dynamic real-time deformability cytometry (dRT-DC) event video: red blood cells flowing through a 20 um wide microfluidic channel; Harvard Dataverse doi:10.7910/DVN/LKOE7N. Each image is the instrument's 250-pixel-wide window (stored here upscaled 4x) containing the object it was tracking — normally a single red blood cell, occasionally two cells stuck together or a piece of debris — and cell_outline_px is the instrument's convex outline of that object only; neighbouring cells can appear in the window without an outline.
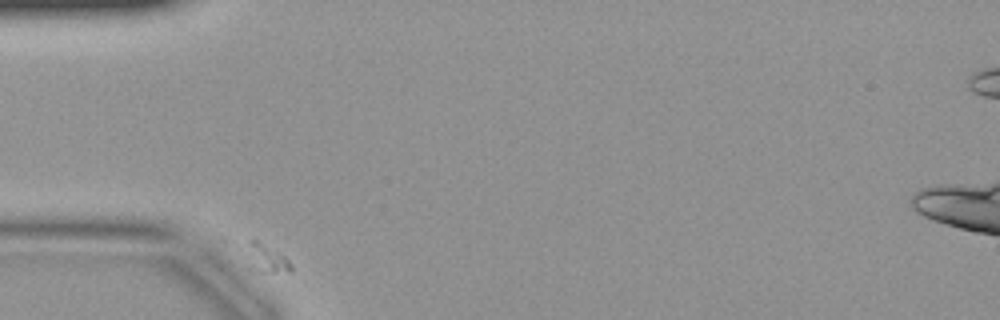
{"species": "common noctule bat (a hibernating species)", "species_latin": "Nyctalus noctula", "temperature_condition": "warm", "stored_images_in_passage": 3, "camera_frame_rate_fps": 3000, "um_per_image_px": 0.085, "animal": {"sex": "female", "body_mass_g": 19.9}, "frame": {"image": 1, "passage_image": 2, "time_ms": 0.333, "image_size_px": [1000, 320], "cell_outline_px": [[292, 272], [256, 272], [248, 268], [224, 240], [224, 236], [256, 240], [280, 252], [292, 264]], "centroid_in_image_um": [22.01, 21.74], "position_along_channel_um": 63.0, "area_um2": 10.35}}